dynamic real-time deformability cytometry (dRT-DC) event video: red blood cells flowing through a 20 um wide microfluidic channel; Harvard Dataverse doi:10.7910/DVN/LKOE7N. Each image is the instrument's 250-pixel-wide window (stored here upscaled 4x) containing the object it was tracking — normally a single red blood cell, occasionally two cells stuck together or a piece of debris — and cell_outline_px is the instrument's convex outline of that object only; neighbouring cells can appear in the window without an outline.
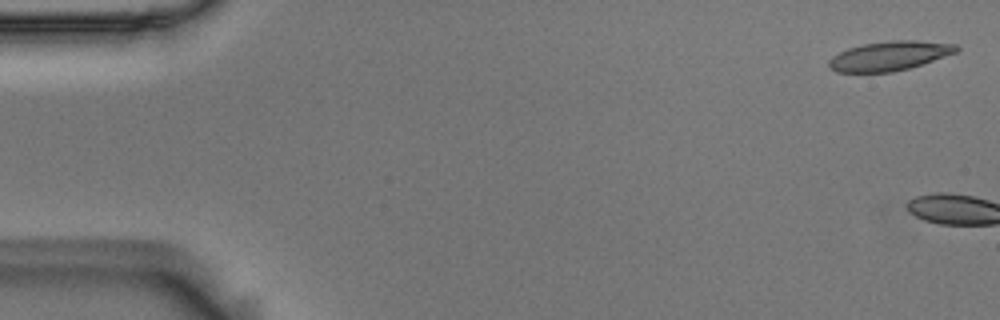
{"species": "Egyptian fruit bat (a non-hibernating species)", "species_latin": "Rousettus aegyptiacus", "temperature_condition": "room temperature", "stored_images_in_passage": 4, "camera_frame_rate_fps": 3000, "um_per_image_px": 0.085, "animal": {"sex": "male"}, "frame": {"image": 1, "passage_image": 2, "time_ms": 0.333, "image_size_px": [1000, 320], "cell_outline_px": [[960, 48], [956, 52], [908, 68], [892, 72], [836, 72], [828, 68], [828, 60], [832, 56], [848, 48], [864, 44], [892, 40], [916, 40], [956, 44]], "centroid_in_image_um": [75.56, 4.75], "position_along_channel_um": 9.4, "area_um2": 21.62}}